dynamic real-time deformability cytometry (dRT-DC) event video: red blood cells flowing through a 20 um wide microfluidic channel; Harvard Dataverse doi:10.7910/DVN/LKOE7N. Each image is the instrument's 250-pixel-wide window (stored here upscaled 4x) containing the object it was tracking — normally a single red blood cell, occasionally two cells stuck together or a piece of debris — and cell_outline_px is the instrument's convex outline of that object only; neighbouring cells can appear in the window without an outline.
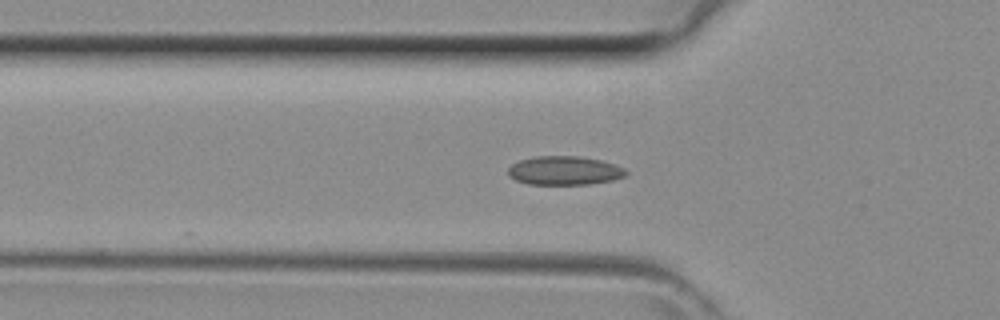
{"species": "common noctule bat (a hibernating species)", "species_latin": "Nyctalus noctula", "temperature_condition": "room temperature", "stored_images_in_passage": 27, "camera_frame_rate_fps": 3000, "um_per_image_px": 0.085, "animal": {"sex": "female", "body_mass_g": 29.2, "forearm_length_mm": 56.3}, "frame": {"image": 1, "passage_image": 2, "time_ms": 0.333, "image_size_px": [1000, 320], "cell_outline_px": [[628, 172], [624, 176], [612, 180], [588, 184], [528, 184], [516, 180], [508, 176], [508, 168], [512, 164], [520, 160], [532, 156], [580, 156], [600, 160], [616, 164], [624, 168]], "centroid_in_image_um": [47.96, 14.49], "position_along_channel_um": 77.8, "area_um2": 19.83}}
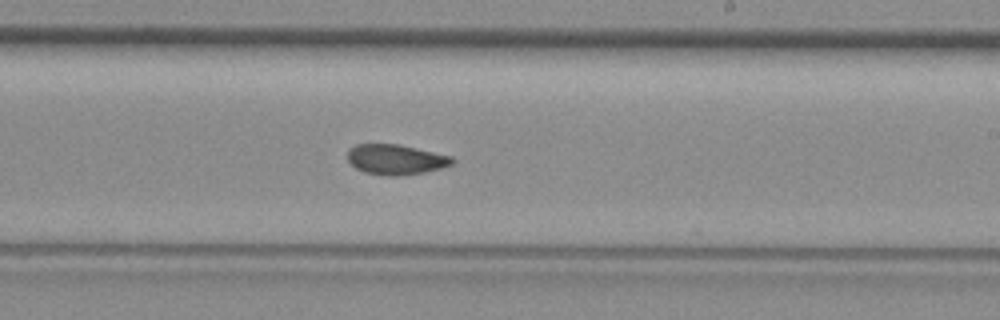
{"frame": {"image": 2, "passage_image": 13, "time_ms": 4.0, "image_size_px": [1000, 320], "cell_outline_px": [[456, 160], [452, 164], [440, 168], [424, 172], [400, 176], [388, 176], [364, 172], [356, 168], [348, 160], [348, 148], [356, 144], [400, 144], [452, 156]], "centroid_in_image_um": [33.64, 13.55], "position_along_channel_um": 255.4, "area_um2": 18.5}}
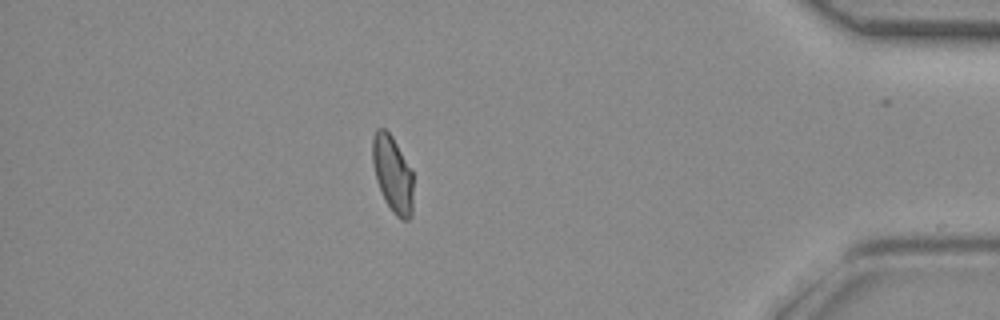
{"frame": {"image": 3, "passage_image": 25, "time_ms": 8.0, "image_size_px": [1000, 320], "cell_outline_px": [[412, 216], [408, 220], [400, 220], [392, 212], [384, 200], [376, 180], [372, 160], [372, 136], [376, 128], [384, 128], [392, 136], [412, 172]], "centroid_in_image_um": [33.35, 14.81], "position_along_channel_um": 401.9, "area_um2": 18.21}}